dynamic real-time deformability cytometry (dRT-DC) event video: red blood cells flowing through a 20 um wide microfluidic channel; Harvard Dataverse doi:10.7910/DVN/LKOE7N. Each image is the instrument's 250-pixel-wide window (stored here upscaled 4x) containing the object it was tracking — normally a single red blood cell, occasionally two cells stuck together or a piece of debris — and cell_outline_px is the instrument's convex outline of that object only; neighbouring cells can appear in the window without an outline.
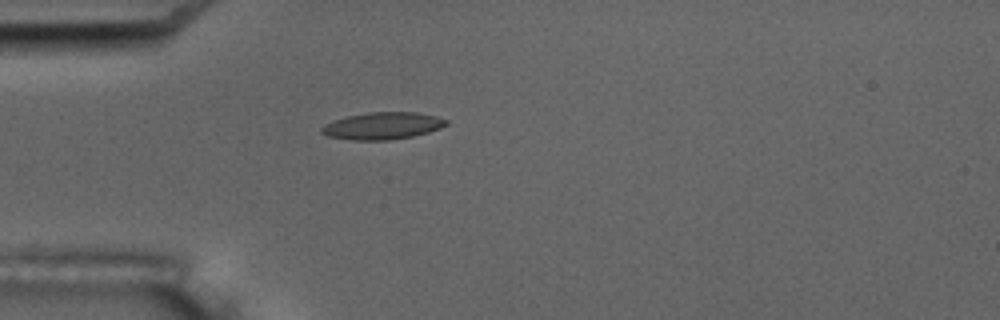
{"species": "common noctule bat (a hibernating species)", "species_latin": "Nyctalus noctula", "temperature_condition": "room temperature", "stored_images_in_passage": 5, "camera_frame_rate_fps": 3000, "um_per_image_px": 0.085, "animal": {"sex": "male", "body_mass_g": 17.5, "forearm_length_mm": 52.3}, "frame": {"image": 1, "passage_image": 5, "time_ms": 5.333, "image_size_px": [1000, 320], "cell_outline_px": [[448, 124], [440, 128], [428, 132], [412, 136], [388, 140], [352, 140], [328, 136], [320, 132], [320, 128], [324, 124], [332, 120], [348, 116], [368, 112], [416, 112], [436, 116], [448, 120]], "centroid_in_image_um": [32.49, 10.69], "position_along_channel_um": 52.5, "area_um2": 19.71}}